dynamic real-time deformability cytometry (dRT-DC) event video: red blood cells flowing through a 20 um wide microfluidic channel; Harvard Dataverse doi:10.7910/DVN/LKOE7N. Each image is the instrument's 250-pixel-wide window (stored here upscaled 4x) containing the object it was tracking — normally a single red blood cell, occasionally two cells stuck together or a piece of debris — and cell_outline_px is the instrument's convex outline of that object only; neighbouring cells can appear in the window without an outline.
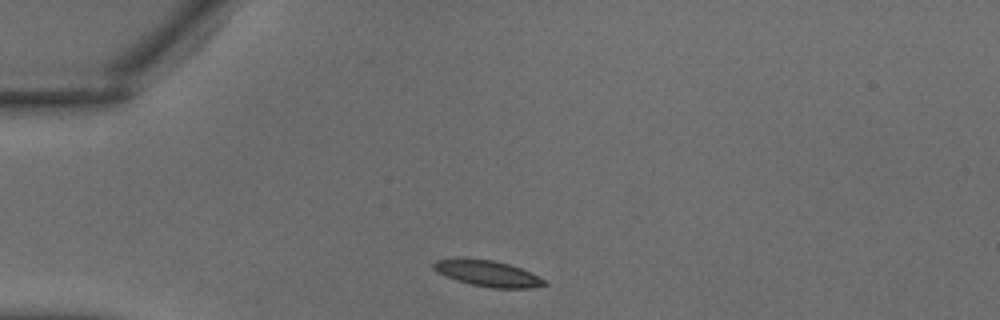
{"species": "common noctule bat (a hibernating species)", "species_latin": "Nyctalus noctula", "temperature_condition": "warm", "stored_images_in_passage": 28, "camera_frame_rate_fps": 3000, "um_per_image_px": 0.085, "animal": {"sex": "male", "body_mass_g": 18.8}, "frame": {"image": 1, "passage_image": 1, "time_ms": 0.0, "image_size_px": [1000, 320], "cell_outline_px": [[548, 284], [532, 288], [492, 288], [472, 284], [456, 280], [436, 272], [432, 268], [432, 264], [436, 260], [492, 260], [508, 264], [520, 268], [548, 280]], "centroid_in_image_um": [41.52, 23.28], "position_along_channel_um": 43.5, "area_um2": 16.36}}
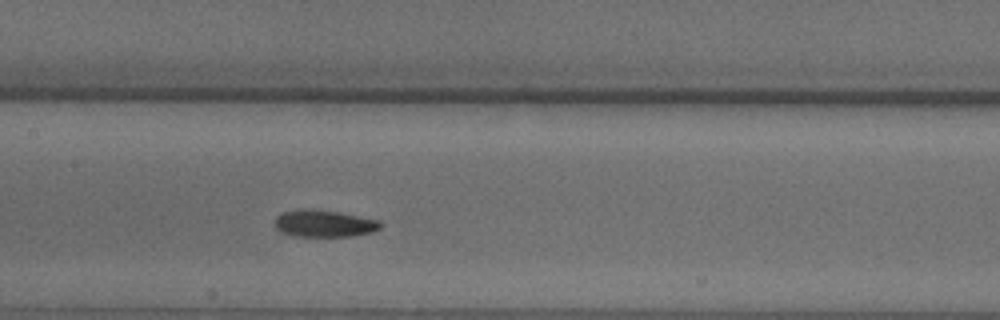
{"frame": {"image": 2, "passage_image": 10, "time_ms": 3.0, "image_size_px": [1000, 320], "cell_outline_px": [[384, 224], [380, 228], [372, 232], [352, 236], [296, 236], [280, 232], [276, 228], [276, 216], [284, 212], [336, 212], [380, 220]], "centroid_in_image_um": [27.64, 19.06], "position_along_channel_um": 179.8, "area_um2": 15.72}}
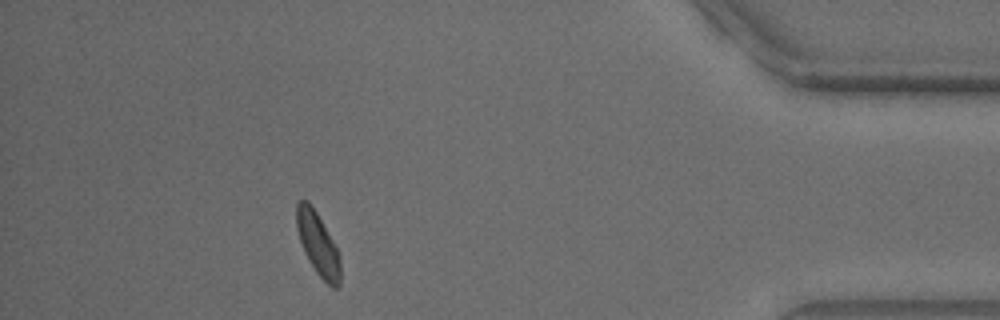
{"frame": {"image": 3, "passage_image": 25, "time_ms": 8.0, "image_size_px": [1000, 320], "cell_outline_px": [[340, 284], [336, 288], [332, 288], [316, 272], [304, 252], [296, 228], [296, 204], [300, 200], [308, 200], [316, 212], [332, 240], [340, 256]], "centroid_in_image_um": [27.01, 20.74], "position_along_channel_um": 408.2, "area_um2": 15.78}}